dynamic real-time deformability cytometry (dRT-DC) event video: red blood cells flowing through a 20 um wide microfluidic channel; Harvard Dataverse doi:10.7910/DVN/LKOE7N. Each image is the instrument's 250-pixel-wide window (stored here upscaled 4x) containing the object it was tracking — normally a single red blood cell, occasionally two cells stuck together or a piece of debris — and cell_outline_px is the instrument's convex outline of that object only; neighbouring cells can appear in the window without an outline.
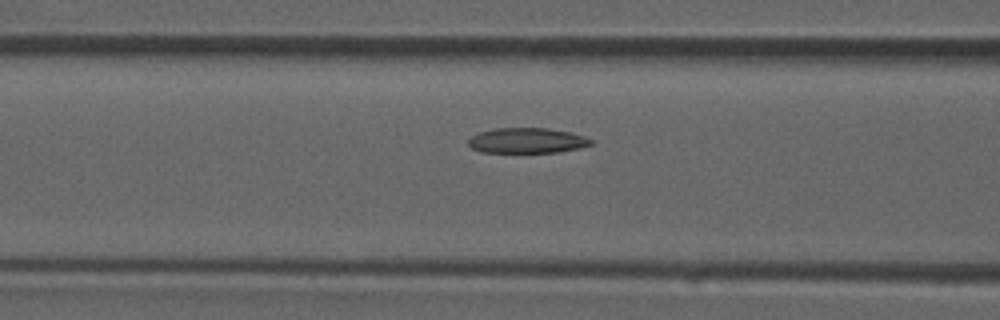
{"species": "common noctule bat (a hibernating species)", "species_latin": "Nyctalus noctula", "temperature_condition": "room temperature", "stored_images_in_passage": 21, "camera_frame_rate_fps": 3000, "um_per_image_px": 0.085, "animal": {"sex": "male", "forearm_length_mm": 52.5}, "frame": {"image": 1, "passage_image": 17, "time_ms": 5.333, "image_size_px": [1000, 320], "cell_outline_px": [[596, 144], [580, 148], [560, 152], [480, 152], [472, 148], [468, 144], [468, 140], [472, 136], [480, 132], [496, 128], [548, 128], [568, 132], [584, 136], [596, 140]], "centroid_in_image_um": [44.87, 11.95], "position_along_channel_um": 121.7, "area_um2": 18.21}}
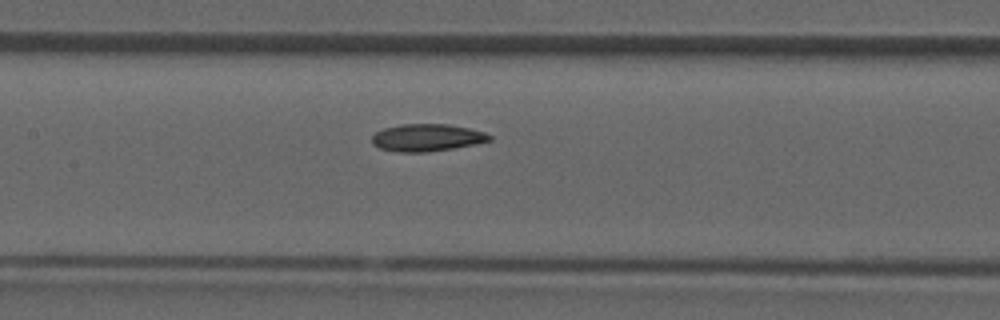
{"frame": {"image": 2, "passage_image": 20, "time_ms": 6.333, "image_size_px": [1000, 320], "cell_outline_px": [[492, 140], [476, 144], [452, 148], [424, 152], [396, 152], [380, 148], [372, 144], [372, 136], [376, 132], [384, 128], [404, 124], [448, 124], [468, 128], [484, 132], [492, 136]], "centroid_in_image_um": [36.29, 11.7], "position_along_channel_um": 171.1, "area_um2": 18.61}}